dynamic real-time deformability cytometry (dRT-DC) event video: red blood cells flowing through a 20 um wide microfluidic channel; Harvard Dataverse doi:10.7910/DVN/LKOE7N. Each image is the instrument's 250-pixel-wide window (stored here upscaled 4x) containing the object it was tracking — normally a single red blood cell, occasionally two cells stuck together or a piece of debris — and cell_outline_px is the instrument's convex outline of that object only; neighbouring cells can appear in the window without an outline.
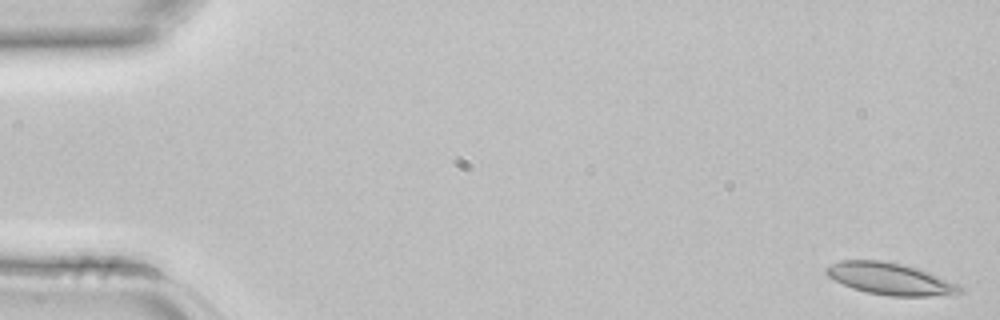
{"species": "common noctule bat (a hibernating species)", "species_latin": "Nyctalus noctula", "temperature_condition": "room temperature", "stored_images_in_passage": 4, "camera_frame_rate_fps": 3000, "um_per_image_px": 0.085, "animal": {"sex": "female", "body_mass_g": 22.7, "forearm_length_mm": 54.2}, "frame": {"image": 1, "passage_image": 1, "time_ms": 0.0, "image_size_px": [1000, 320], "cell_outline_px": [[964, 292], [928, 296], [888, 296], [868, 292], [852, 288], [828, 276], [824, 272], [824, 268], [840, 260], [880, 260], [900, 264], [916, 268], [928, 272], [960, 284], [964, 288]], "centroid_in_image_um": [75.67, 23.7], "position_along_channel_um": 9.3, "area_um2": 24.62}}
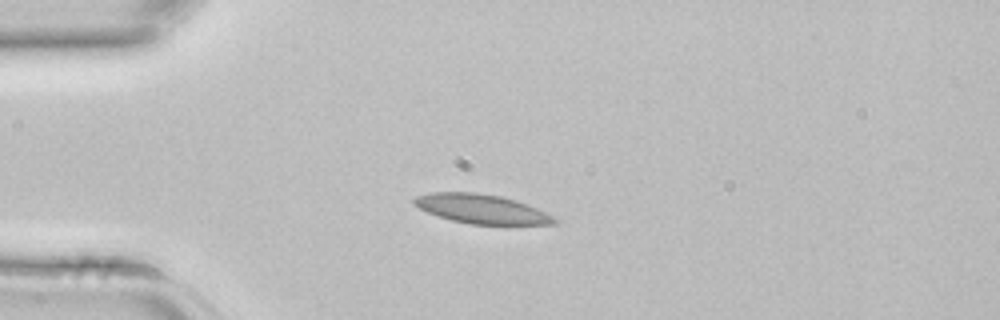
{"frame": {"image": 2, "passage_image": 4, "time_ms": 1.0, "image_size_px": [1000, 320], "cell_outline_px": [[560, 220], [556, 224], [508, 228], [472, 224], [452, 220], [428, 212], [412, 204], [412, 200], [416, 196], [428, 192], [476, 192], [500, 196], [516, 200], [528, 204]], "centroid_in_image_um": [41.04, 17.81], "position_along_channel_um": 44.0, "area_um2": 24.97}}